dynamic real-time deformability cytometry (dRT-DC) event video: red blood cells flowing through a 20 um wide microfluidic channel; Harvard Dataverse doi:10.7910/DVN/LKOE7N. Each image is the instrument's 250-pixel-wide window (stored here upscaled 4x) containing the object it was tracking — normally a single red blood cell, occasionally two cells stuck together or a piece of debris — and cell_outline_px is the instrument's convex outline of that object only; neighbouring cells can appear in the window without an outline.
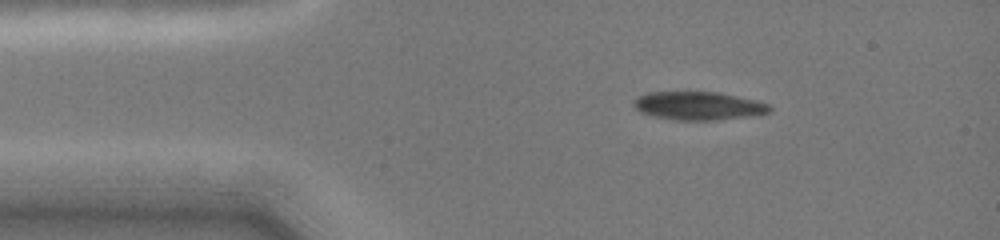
{"species": "common noctule bat (a hibernating species)", "species_latin": "Nyctalus noctula", "temperature_condition": "cold", "stored_images_in_passage": 27, "camera_frame_rate_fps": 3000, "um_per_image_px": 0.085, "animal": {"sex": "female", "body_mass_g": 19.0, "forearm_length_mm": 51.5}, "frame": {"image": 1, "passage_image": 2, "time_ms": 1.0, "image_size_px": [1000, 240], "cell_outline_px": [[772, 112], [748, 116], [716, 120], [676, 120], [656, 116], [640, 112], [632, 104], [632, 100], [636, 96], [648, 92], [720, 92], [756, 100], [768, 104], [772, 108]], "centroid_in_image_um": [59.35, 8.98], "position_along_channel_um": 25.6, "area_um2": 22.48}}
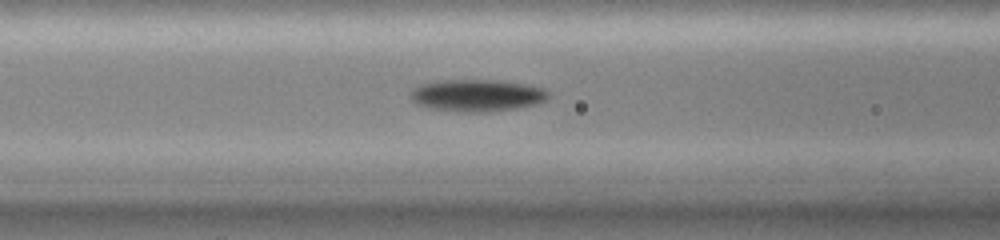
{"frame": {"image": 2, "passage_image": 13, "time_ms": 4.667, "image_size_px": [1000, 240], "cell_outline_px": [[548, 96], [544, 100], [536, 104], [516, 108], [488, 112], [456, 112], [428, 108], [416, 104], [412, 100], [412, 88], [420, 84], [440, 80], [496, 80], [524, 84], [544, 88], [548, 92]], "centroid_in_image_um": [40.5, 8.11], "position_along_channel_um": 126.1, "area_um2": 25.78}}
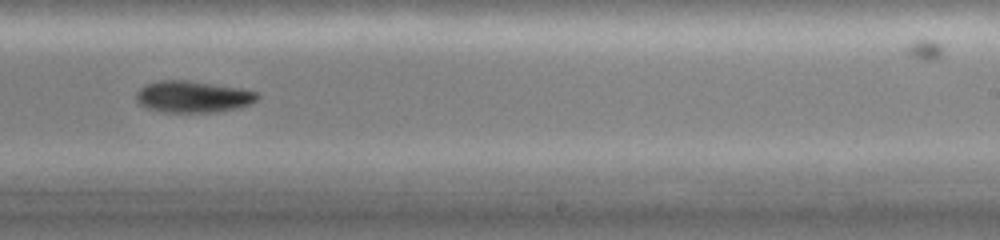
{"frame": {"image": 3, "passage_image": 24, "time_ms": 8.333, "image_size_px": [1000, 240], "cell_outline_px": [[260, 96], [252, 104], [236, 108], [216, 112], [160, 112], [148, 108], [140, 104], [136, 100], [136, 92], [144, 84], [160, 80], [188, 80], [240, 88], [256, 92]], "centroid_in_image_um": [16.38, 8.22], "position_along_channel_um": 272.6, "area_um2": 22.43}}